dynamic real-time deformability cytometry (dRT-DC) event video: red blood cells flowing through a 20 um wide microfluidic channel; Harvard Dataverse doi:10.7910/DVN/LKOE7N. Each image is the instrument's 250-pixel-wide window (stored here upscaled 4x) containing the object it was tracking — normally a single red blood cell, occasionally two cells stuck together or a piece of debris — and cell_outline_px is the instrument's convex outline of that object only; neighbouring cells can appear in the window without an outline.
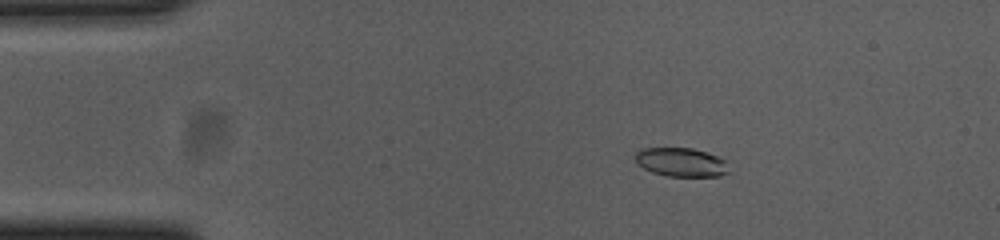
{"species": "common noctule bat (a hibernating species)", "species_latin": "Nyctalus noctula", "temperature_condition": "cold", "stored_images_in_passage": 56, "camera_frame_rate_fps": 3000, "um_per_image_px": 0.085, "animal": {"sex": "female", "body_mass_g": 23.0, "forearm_length_mm": 53.4}, "frame": {"image": 1, "passage_image": 10, "time_ms": 3.0, "image_size_px": [1000, 240], "cell_outline_px": [[728, 172], [720, 176], [668, 176], [652, 172], [636, 164], [636, 152], [644, 148], [692, 148], [716, 156], [724, 160]], "centroid_in_image_um": [57.85, 13.79], "position_along_channel_um": 27.1, "area_um2": 15.43}}
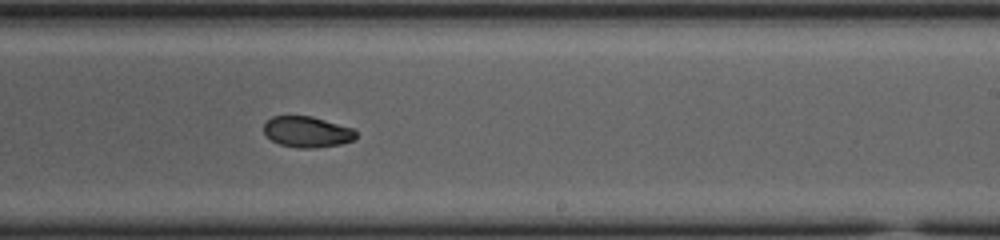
{"frame": {"image": 2, "passage_image": 34, "time_ms": 11.0, "image_size_px": [1000, 240], "cell_outline_px": [[356, 140], [340, 144], [312, 148], [300, 148], [280, 144], [272, 140], [264, 132], [264, 124], [272, 116], [312, 116], [352, 128], [356, 132]], "centroid_in_image_um": [26.12, 11.21], "position_along_channel_um": 262.9, "area_um2": 16.47}}
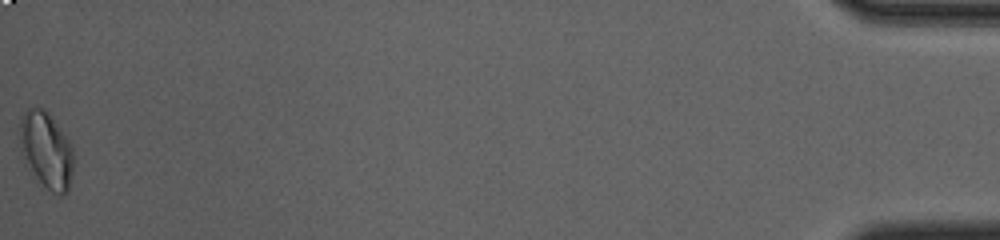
{"frame": {"image": 3, "passage_image": 56, "time_ms": 18.333, "image_size_px": [1000, 240], "cell_outline_px": [[72, 172], [68, 188], [64, 196], [60, 196], [52, 192], [36, 176], [24, 156], [20, 140], [20, 116], [28, 108], [40, 108], [48, 112], [72, 144]], "centroid_in_image_um": [3.96, 12.72], "position_along_channel_um": 431.2, "area_um2": 23.18}, "authors_computed_cell_mechanics": {"area_um2": 17.1088, "velocity_mm_per_s": 3.6972, "shape_relaxation_time_tau1_ms": null, "shape_relaxation_time_tau2_ms": 2.3302, "deformation_change_tau1": null, "deformation_change_tau2": 0.0484}}